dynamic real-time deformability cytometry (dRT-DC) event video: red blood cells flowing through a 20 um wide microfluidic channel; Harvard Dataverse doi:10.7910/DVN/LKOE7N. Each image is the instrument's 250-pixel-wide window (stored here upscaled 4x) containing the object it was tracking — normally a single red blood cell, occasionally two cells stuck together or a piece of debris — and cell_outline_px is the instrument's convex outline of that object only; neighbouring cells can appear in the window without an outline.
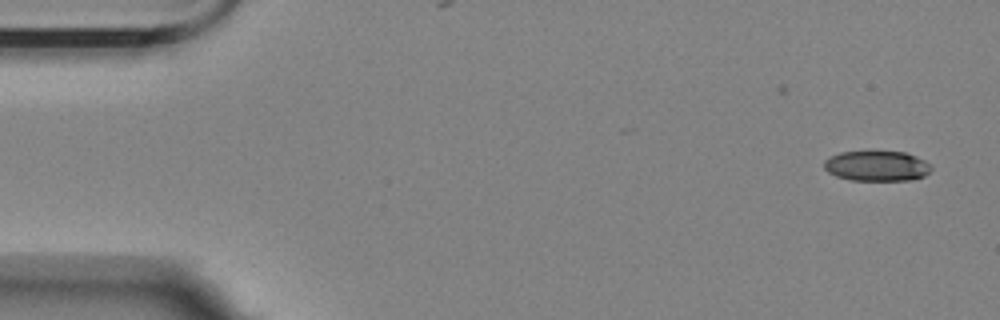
{"species": "Egyptian fruit bat (a non-hibernating species)", "species_latin": "Rousettus aegyptiacus", "temperature_condition": "room temperature", "stored_images_in_passage": 6, "camera_frame_rate_fps": 3000, "um_per_image_px": 0.085, "animal": {"sex": "female"}, "frame": {"image": 1, "passage_image": 2, "time_ms": 2.0, "image_size_px": [1000, 320], "cell_outline_px": [[932, 168], [924, 176], [912, 180], [848, 180], [836, 176], [828, 172], [824, 168], [824, 160], [828, 156], [840, 152], [904, 152], [916, 156], [924, 160]], "centroid_in_image_um": [74.49, 14.11], "position_along_channel_um": 10.5, "area_um2": 18.84}}
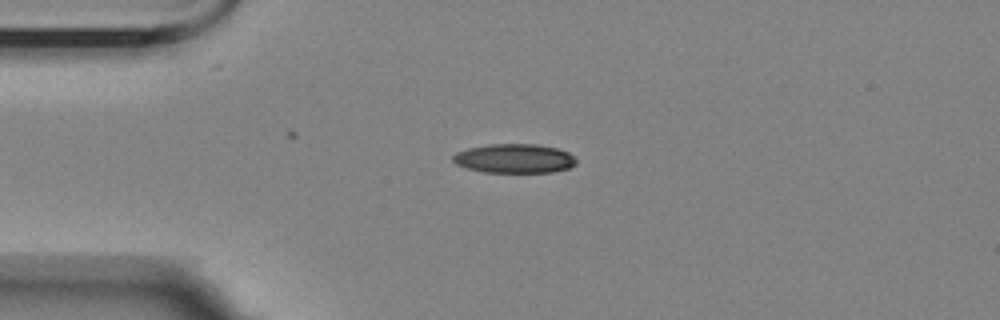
{"frame": {"image": 2, "passage_image": 5, "time_ms": 5.667, "image_size_px": [1000, 320], "cell_outline_px": [[576, 164], [568, 168], [552, 172], [484, 172], [468, 168], [456, 164], [452, 160], [452, 156], [456, 152], [468, 148], [488, 144], [536, 144], [556, 148], [568, 152], [576, 160]], "centroid_in_image_um": [43.7, 13.47], "position_along_channel_um": 41.3, "area_um2": 20.87}}